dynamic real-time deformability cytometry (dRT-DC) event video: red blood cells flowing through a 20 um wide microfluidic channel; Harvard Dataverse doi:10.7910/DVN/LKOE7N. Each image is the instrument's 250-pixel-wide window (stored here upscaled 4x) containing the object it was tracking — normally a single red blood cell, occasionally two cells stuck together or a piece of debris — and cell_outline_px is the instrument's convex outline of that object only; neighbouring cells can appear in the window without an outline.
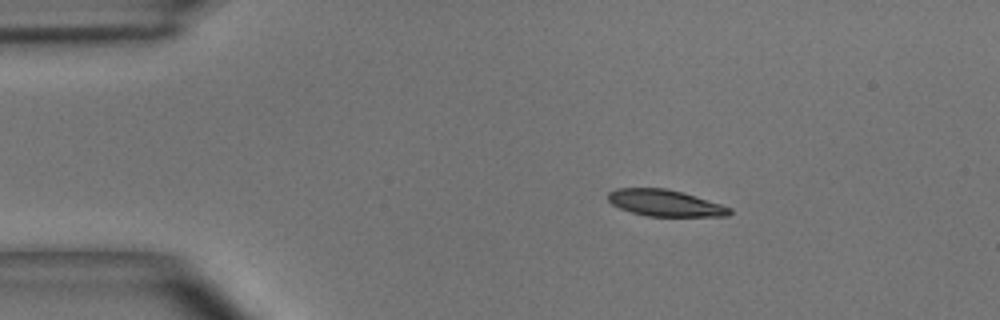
{"species": "common noctule bat (a hibernating species)", "species_latin": "Nyctalus noctula", "temperature_condition": "room temperature", "stored_images_in_passage": 4, "camera_frame_rate_fps": 3000, "um_per_image_px": 0.085, "animal": {"sex": "male", "body_mass_g": 15.6}, "frame": {"image": 1, "passage_image": 2, "time_ms": 0.333, "image_size_px": [1000, 320], "cell_outline_px": [[732, 212], [728, 216], [648, 216], [632, 212], [620, 208], [612, 204], [608, 200], [608, 192], [616, 188], [668, 188], [684, 192], [732, 208]], "centroid_in_image_um": [56.53, 17.25], "position_along_channel_um": 28.5, "area_um2": 18.79}}
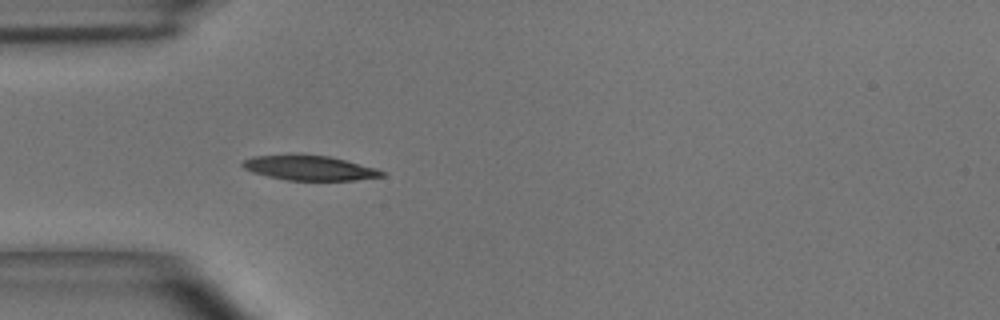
{"frame": {"image": 2, "passage_image": 4, "time_ms": 1.0, "image_size_px": [1000, 320], "cell_outline_px": [[384, 176], [356, 180], [288, 180], [268, 176], [252, 172], [244, 168], [240, 164], [244, 160], [252, 156], [296, 152], [328, 156], [376, 168], [384, 172]], "centroid_in_image_um": [26.23, 14.24], "position_along_channel_um": 58.8, "area_um2": 20.52}}